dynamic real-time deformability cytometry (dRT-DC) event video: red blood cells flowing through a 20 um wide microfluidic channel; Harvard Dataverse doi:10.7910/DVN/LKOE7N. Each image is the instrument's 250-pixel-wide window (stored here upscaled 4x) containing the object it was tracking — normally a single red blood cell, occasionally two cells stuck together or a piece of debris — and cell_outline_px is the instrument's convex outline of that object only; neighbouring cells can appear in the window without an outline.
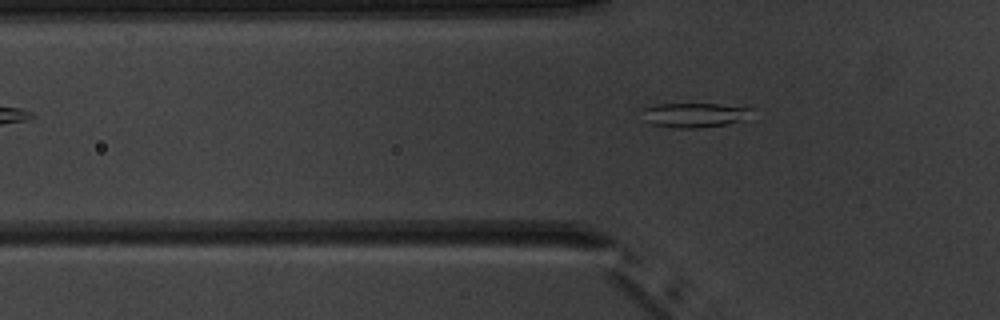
{"species": "common noctule bat (a hibernating species)", "species_latin": "Nyctalus noctula", "temperature_condition": "warm", "stored_images_in_passage": 5, "camera_frame_rate_fps": 3000, "um_per_image_px": 0.085, "animal": {"sex": "male", "body_mass_g": 20.1, "forearm_length_mm": 53.5}, "frame": {"image": 1, "passage_image": 5, "time_ms": 4.667, "image_size_px": [1000, 320], "cell_outline_px": [[756, 104], [752, 108], [736, 120], [728, 124], [696, 128], [672, 128], [652, 124], [644, 120], [640, 108], [656, 104]], "centroid_in_image_um": [58.96, 9.74], "position_along_channel_um": 66.8, "area_um2": 15.78}}